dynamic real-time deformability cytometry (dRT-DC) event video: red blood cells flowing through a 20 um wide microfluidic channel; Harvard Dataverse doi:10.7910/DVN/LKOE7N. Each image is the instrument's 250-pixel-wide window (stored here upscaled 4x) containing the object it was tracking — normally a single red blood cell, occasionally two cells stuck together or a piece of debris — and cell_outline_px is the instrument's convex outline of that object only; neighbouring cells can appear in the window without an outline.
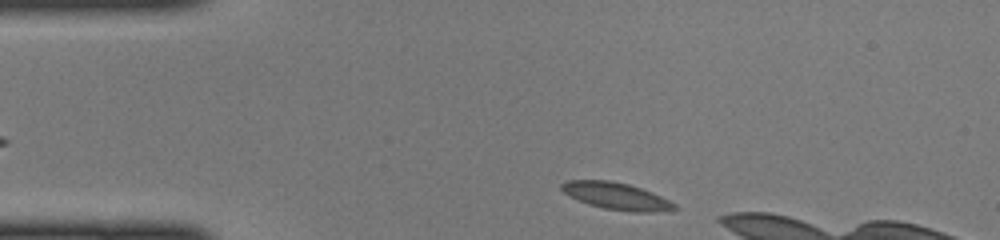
{"species": "common noctule bat (a hibernating species)", "species_latin": "Nyctalus noctula", "temperature_condition": "cold", "stored_images_in_passage": 5, "camera_frame_rate_fps": 3000, "um_per_image_px": 0.085, "animal": {"sex": "female", "body_mass_g": 22.0, "forearm_length_mm": 56.7}, "frame": {"image": 1, "passage_image": 2, "time_ms": 0.333, "image_size_px": [1000, 240], "cell_outline_px": [[676, 208], [652, 212], [636, 212], [604, 208], [588, 204], [564, 192], [560, 188], [560, 184], [568, 180], [612, 180], [628, 184], [652, 192], [676, 204]], "centroid_in_image_um": [52.36, 16.65], "position_along_channel_um": 32.6, "area_um2": 17.4}}